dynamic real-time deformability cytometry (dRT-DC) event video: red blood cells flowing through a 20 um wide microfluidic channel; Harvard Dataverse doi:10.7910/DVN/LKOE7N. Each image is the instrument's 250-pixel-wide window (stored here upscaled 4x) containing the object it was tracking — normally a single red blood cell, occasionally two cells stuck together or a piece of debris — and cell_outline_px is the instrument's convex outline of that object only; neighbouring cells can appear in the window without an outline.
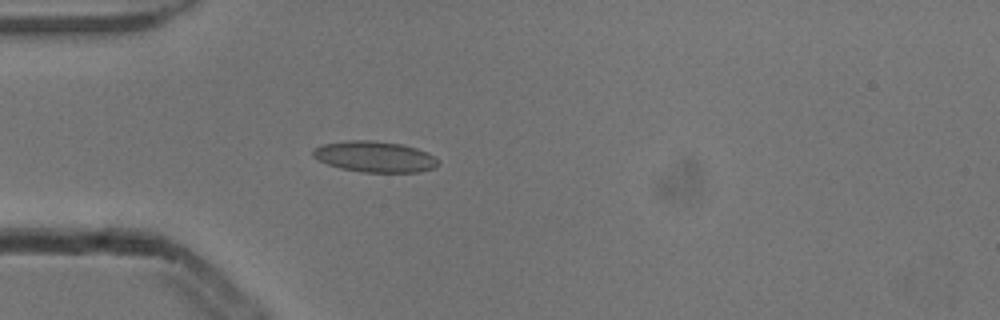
{"species": "common noctule bat (a hibernating species)", "species_latin": "Nyctalus noctula", "temperature_condition": "cold", "stored_images_in_passage": 5, "camera_frame_rate_fps": 3000, "um_per_image_px": 0.085, "animal": {"sex": "male", "body_mass_g": 13.3}, "frame": {"image": 1, "passage_image": 5, "time_ms": 1.333, "image_size_px": [1000, 320], "cell_outline_px": [[440, 164], [436, 168], [420, 172], [364, 172], [340, 168], [328, 164], [312, 156], [312, 152], [316, 148], [324, 144], [348, 140], [372, 140], [400, 144], [416, 148], [428, 152], [440, 160]], "centroid_in_image_um": [31.92, 13.32], "position_along_channel_um": 53.1, "area_um2": 22.6}}